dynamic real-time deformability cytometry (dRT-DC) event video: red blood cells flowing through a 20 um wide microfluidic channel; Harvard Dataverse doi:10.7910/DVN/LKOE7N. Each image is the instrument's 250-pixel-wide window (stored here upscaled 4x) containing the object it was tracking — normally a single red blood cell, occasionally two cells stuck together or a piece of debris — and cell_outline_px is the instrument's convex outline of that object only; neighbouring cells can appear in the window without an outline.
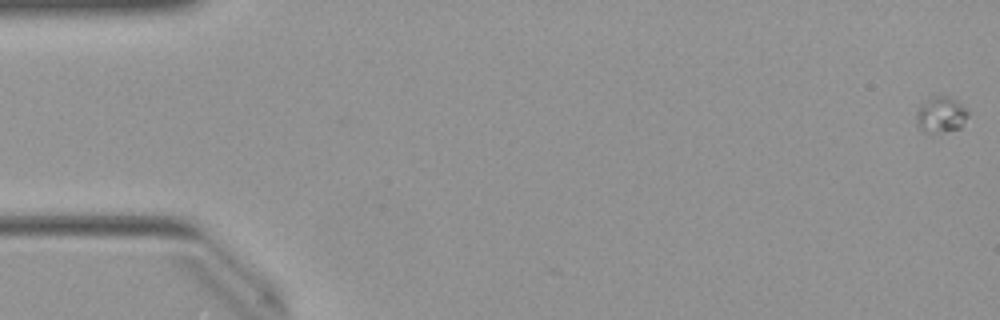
{"species": "Egyptian fruit bat (a non-hibernating species)", "species_latin": "Rousettus aegyptiacus", "temperature_condition": "warm", "stored_images_in_passage": 4, "camera_frame_rate_fps": 3000, "um_per_image_px": 0.085, "animal": {"sex": "female"}, "frame": {"image": 1, "passage_image": 1, "time_ms": 0.0, "image_size_px": [1000, 320], "cell_outline_px": [[968, 116], [960, 128], [944, 132], [924, 132], [916, 124], [916, 108], [920, 104], [932, 96], [948, 96], [956, 100], [968, 112]], "centroid_in_image_um": [79.94, 9.75], "position_along_channel_um": 5.1, "area_um2": 10.87}}